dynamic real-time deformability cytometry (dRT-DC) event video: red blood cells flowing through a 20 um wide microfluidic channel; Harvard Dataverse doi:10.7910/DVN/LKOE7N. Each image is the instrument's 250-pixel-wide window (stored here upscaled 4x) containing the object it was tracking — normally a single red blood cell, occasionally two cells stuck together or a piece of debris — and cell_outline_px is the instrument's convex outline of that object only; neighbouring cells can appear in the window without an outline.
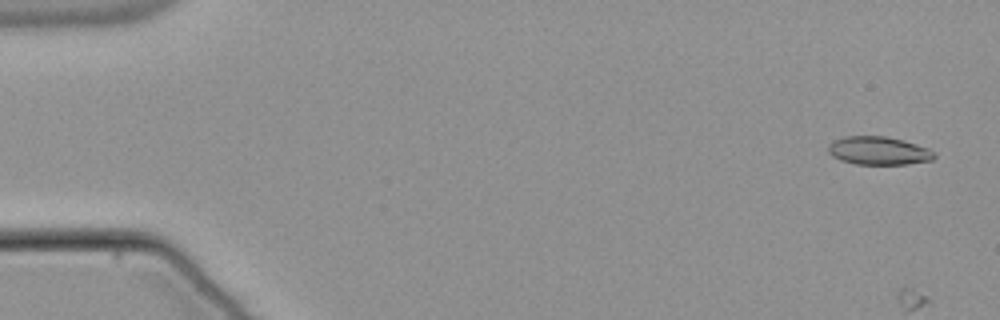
{"species": "common noctule bat (a hibernating species)", "species_latin": "Nyctalus noctula", "temperature_condition": "warm", "stored_images_in_passage": 5, "camera_frame_rate_fps": 3000, "um_per_image_px": 0.085, "animal": {"sex": "male", "body_mass_g": 21.5, "forearm_length_mm": 52.0}, "frame": {"image": 1, "passage_image": 3, "time_ms": 0.667, "image_size_px": [1000, 320], "cell_outline_px": [[936, 156], [932, 160], [908, 164], [856, 164], [840, 160], [832, 156], [828, 152], [828, 144], [832, 140], [844, 136], [884, 136], [904, 140], [928, 148], [936, 152]], "centroid_in_image_um": [74.67, 12.8], "position_along_channel_um": 10.3, "area_um2": 17.63}}